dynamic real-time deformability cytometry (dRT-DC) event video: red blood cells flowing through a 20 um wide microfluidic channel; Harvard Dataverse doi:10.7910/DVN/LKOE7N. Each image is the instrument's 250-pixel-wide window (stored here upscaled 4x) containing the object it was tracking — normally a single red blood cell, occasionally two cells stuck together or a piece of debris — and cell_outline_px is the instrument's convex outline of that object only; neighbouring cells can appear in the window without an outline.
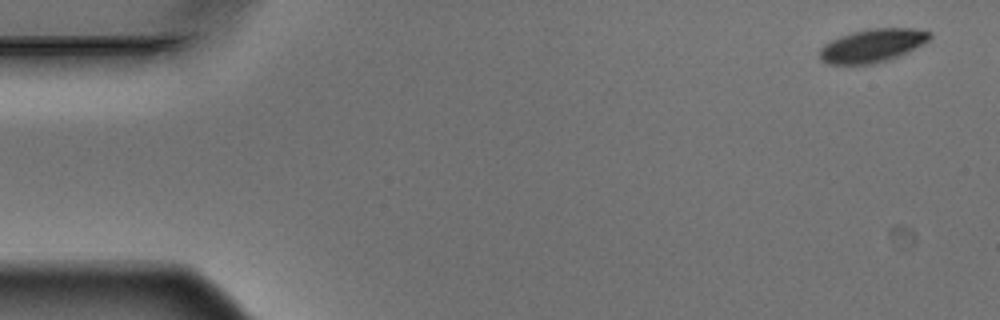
{"species": "Egyptian fruit bat (a non-hibernating species)", "species_latin": "Rousettus aegyptiacus", "temperature_condition": "warm", "stored_images_in_passage": 6, "camera_frame_rate_fps": 3000, "um_per_image_px": 0.085, "animal": {"sex": "male"}, "frame": {"image": 1, "passage_image": 1, "time_ms": 0.0, "image_size_px": [1000, 320], "cell_outline_px": [[932, 36], [924, 44], [900, 56], [888, 60], [872, 64], [828, 64], [820, 60], [820, 48], [824, 44], [840, 36], [852, 32], [872, 28], [912, 28], [932, 32]], "centroid_in_image_um": [74.17, 3.87], "position_along_channel_um": 10.8, "area_um2": 21.44}}
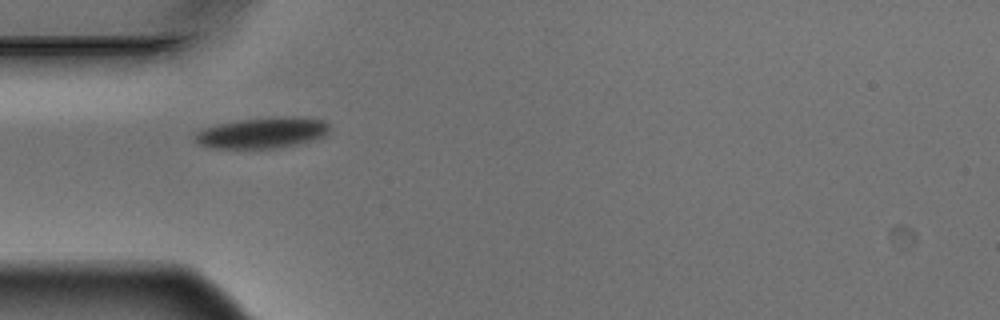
{"frame": {"image": 2, "passage_image": 5, "time_ms": 1.333, "image_size_px": [1000, 320], "cell_outline_px": [[328, 132], [324, 136], [296, 144], [272, 148], [212, 148], [196, 144], [196, 132], [200, 128], [216, 124], [236, 120], [284, 116], [292, 116], [324, 120], [328, 124]], "centroid_in_image_um": [22.24, 11.28], "position_along_channel_um": 62.8, "area_um2": 24.16}}
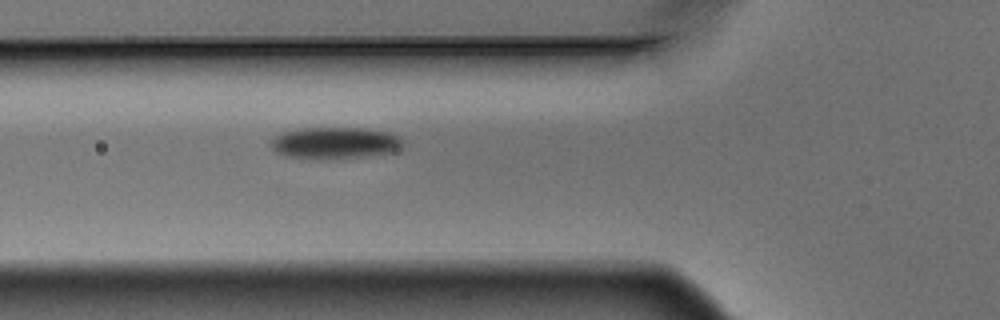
{"frame": {"image": 3, "passage_image": 6, "time_ms": 1.667, "image_size_px": [1000, 320], "cell_outline_px": [[404, 144], [400, 148], [392, 152], [368, 156], [328, 160], [312, 160], [284, 156], [276, 152], [272, 148], [272, 140], [276, 136], [284, 132], [300, 128], [368, 128], [392, 132], [400, 136], [404, 140]], "centroid_in_image_um": [28.52, 12.17], "position_along_channel_um": 97.3, "area_um2": 25.03}}